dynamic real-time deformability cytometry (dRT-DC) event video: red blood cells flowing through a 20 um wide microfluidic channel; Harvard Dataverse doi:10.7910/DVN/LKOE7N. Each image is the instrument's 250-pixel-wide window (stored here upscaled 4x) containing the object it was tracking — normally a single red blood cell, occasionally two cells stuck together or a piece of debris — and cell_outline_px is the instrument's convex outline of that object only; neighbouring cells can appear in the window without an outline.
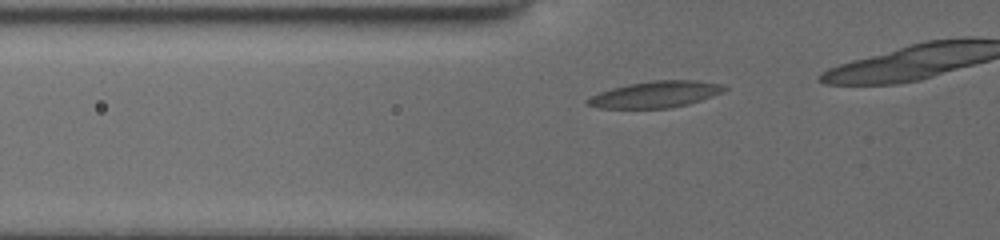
{"species": "common noctule bat (a hibernating species)", "species_latin": "Nyctalus noctula", "temperature_condition": "cold", "stored_images_in_passage": 10, "camera_frame_rate_fps": 3000, "um_per_image_px": 0.085, "animal": {"sex": "female", "body_mass_g": 19.5, "forearm_length_mm": 54.1}, "frame": {"image": 1, "passage_image": 4, "time_ms": 1.0, "image_size_px": [1000, 240], "cell_outline_px": [[728, 88], [712, 96], [688, 104], [668, 108], [596, 108], [584, 104], [584, 100], [600, 92], [612, 88], [628, 84], [652, 80], [696, 80], [720, 84]], "centroid_in_image_um": [55.65, 8.02], "position_along_channel_um": 70.1, "area_um2": 20.98}}
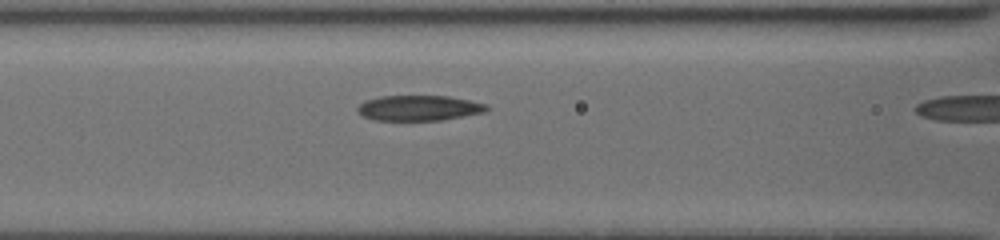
{"frame": {"image": 2, "passage_image": 9, "time_ms": 2.667, "image_size_px": [1000, 240], "cell_outline_px": [[488, 108], [484, 112], [440, 120], [372, 120], [356, 112], [356, 108], [364, 100], [380, 96], [448, 96], [488, 104]], "centroid_in_image_um": [35.56, 9.17], "position_along_channel_um": 131.0, "area_um2": 19.02}}